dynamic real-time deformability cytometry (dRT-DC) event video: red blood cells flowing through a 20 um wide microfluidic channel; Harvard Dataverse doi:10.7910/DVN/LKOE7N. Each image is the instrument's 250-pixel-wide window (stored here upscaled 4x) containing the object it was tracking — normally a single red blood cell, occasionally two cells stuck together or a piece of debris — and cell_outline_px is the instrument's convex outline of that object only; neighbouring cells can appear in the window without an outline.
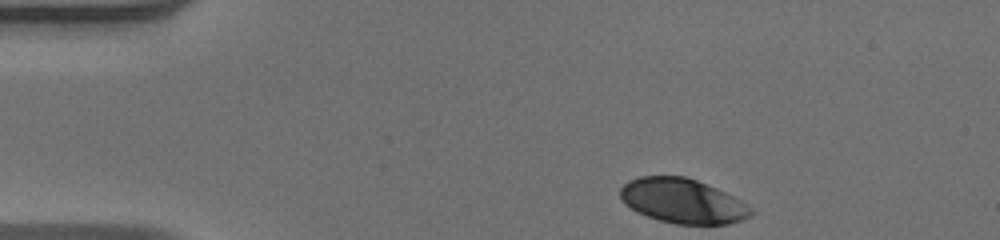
{"species": "human", "species_latin": "Homo sapiens", "temperature_condition": "warm", "stored_images_in_passage": 38, "camera_frame_rate_fps": 3000, "um_per_image_px": 0.085, "donor": {"sex": "male"}, "frame": {"image": 1, "passage_image": 1, "time_ms": 0.0, "image_size_px": [1000, 240], "cell_outline_px": [[756, 212], [752, 216], [728, 224], [676, 224], [660, 220], [636, 212], [624, 204], [620, 196], [620, 188], [628, 180], [640, 176], [688, 176], [716, 188], [740, 200], [752, 208]], "centroid_in_image_um": [58.02, 17.08], "position_along_channel_um": 27.0, "area_um2": 34.1}}
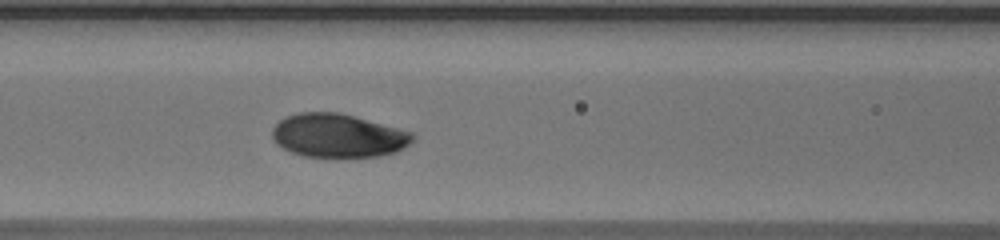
{"frame": {"image": 2, "passage_image": 15, "time_ms": 4.667, "image_size_px": [1000, 240], "cell_outline_px": [[416, 136], [404, 148], [396, 152], [380, 156], [304, 156], [292, 152], [276, 144], [272, 140], [272, 128], [284, 116], [300, 112], [340, 112], [412, 132]], "centroid_in_image_um": [28.71, 11.51], "position_along_channel_um": 137.9, "area_um2": 35.55}}
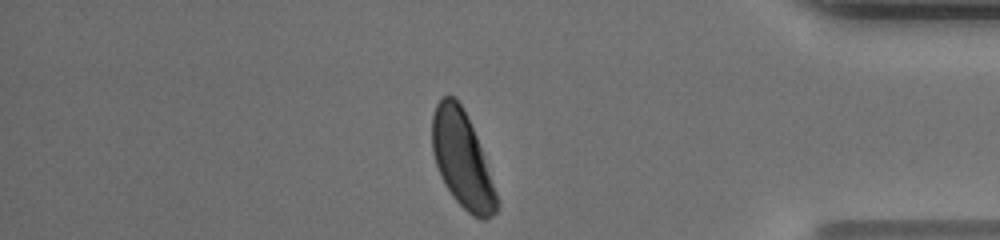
{"frame": {"image": 3, "passage_image": 37, "time_ms": 12.0, "image_size_px": [1000, 240], "cell_outline_px": [[500, 200], [496, 212], [492, 216], [484, 220], [480, 220], [472, 216], [452, 196], [444, 184], [440, 176], [432, 152], [432, 116], [436, 104], [444, 96], [452, 96], [460, 104], [476, 136]], "centroid_in_image_um": [39.28, 13.63], "position_along_channel_um": 395.9, "area_um2": 35.84}, "authors_computed_cell_mechanics": {"area_um2": 36.3851, "velocity_mm_per_s": 3.9099, "shape_relaxation_time_tau1_ms": 3.4021, "shape_relaxation_time_tau2_ms": null, "deformation_change_tau1": 0.167, "deformation_change_tau2": null}}